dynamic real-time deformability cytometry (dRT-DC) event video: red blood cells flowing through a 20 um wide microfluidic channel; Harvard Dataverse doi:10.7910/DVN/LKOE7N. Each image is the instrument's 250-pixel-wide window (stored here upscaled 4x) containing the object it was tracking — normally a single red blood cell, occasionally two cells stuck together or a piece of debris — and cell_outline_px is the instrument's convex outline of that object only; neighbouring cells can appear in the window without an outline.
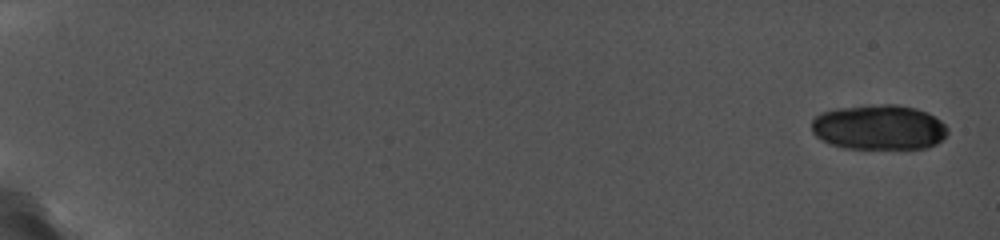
{"species": "common noctule bat (a hibernating species)", "species_latin": "Nyctalus noctula", "temperature_condition": "cold", "stored_images_in_passage": 6, "camera_frame_rate_fps": 5000, "um_per_image_px": 0.085, "animal": {"sex": "female", "body_mass_g": 19.0, "forearm_length_mm": 56.7}, "frame": {"image": 1, "passage_image": 1, "time_ms": 0.0, "image_size_px": [1000, 240], "cell_outline_px": [[948, 132], [936, 144], [928, 148], [844, 148], [832, 144], [816, 136], [812, 132], [812, 120], [816, 116], [824, 112], [836, 108], [884, 104], [892, 104], [916, 108], [928, 112], [940, 120], [948, 128]], "centroid_in_image_um": [74.73, 10.82], "position_along_channel_um": 10.3, "area_um2": 35.49}}